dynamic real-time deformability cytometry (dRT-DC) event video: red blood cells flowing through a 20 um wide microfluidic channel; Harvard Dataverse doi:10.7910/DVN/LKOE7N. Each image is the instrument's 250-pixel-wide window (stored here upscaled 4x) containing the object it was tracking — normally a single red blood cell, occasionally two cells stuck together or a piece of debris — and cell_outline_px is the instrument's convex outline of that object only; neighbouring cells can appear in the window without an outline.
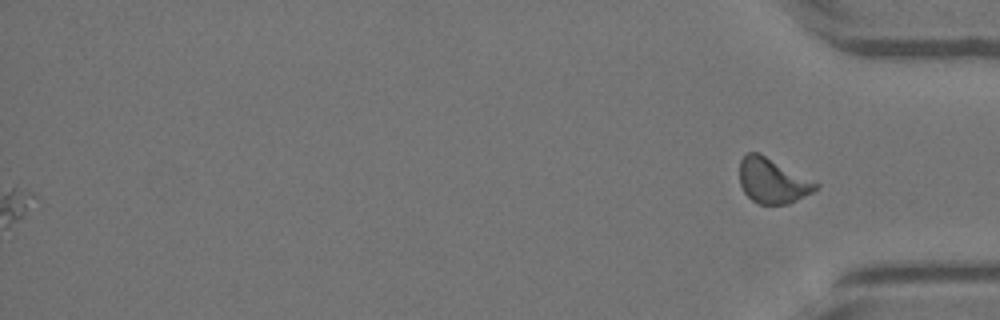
{"species": "Egyptian fruit bat (a non-hibernating species)", "species_latin": "Rousettus aegyptiacus", "temperature_condition": "warm", "stored_images_in_passage": 50, "segment_of_instrument_passage": [2, 2], "camera_frame_rate_fps": 3000, "um_per_image_px": 0.085, "animal": {"sex": "female"}, "frame": {"image": 1, "passage_image": 50, "time_ms": 16.333, "image_size_px": [1000, 320], "cell_outline_px": [[820, 188], [788, 204], [756, 204], [744, 192], [740, 184], [740, 160], [748, 152], [756, 152], [820, 184]], "centroid_in_image_um": [65.65, 15.39], "position_along_channel_um": 369.5, "area_um2": 19.59}}